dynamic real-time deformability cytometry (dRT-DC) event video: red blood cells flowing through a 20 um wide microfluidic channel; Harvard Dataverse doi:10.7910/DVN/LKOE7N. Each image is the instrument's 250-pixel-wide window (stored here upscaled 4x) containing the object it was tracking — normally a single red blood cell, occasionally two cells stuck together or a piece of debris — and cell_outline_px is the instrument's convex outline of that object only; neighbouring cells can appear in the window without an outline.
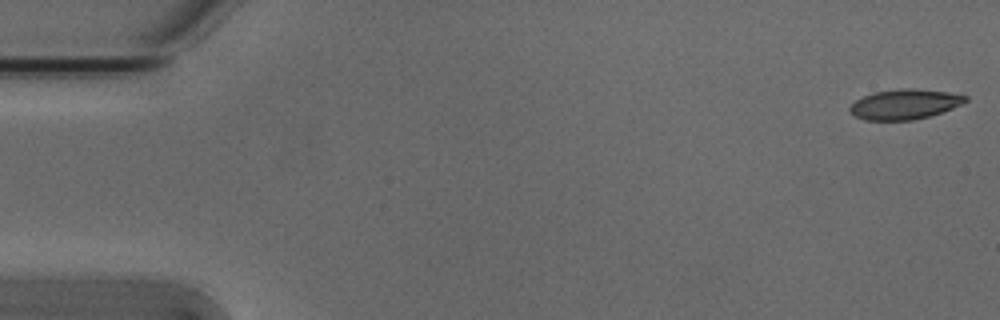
{"species": "Egyptian fruit bat (a non-hibernating species)", "species_latin": "Rousettus aegyptiacus", "temperature_condition": "cold", "stored_images_in_passage": 15, "camera_frame_rate_fps": 3000, "um_per_image_px": 0.085, "animal": {"sex": "male"}, "frame": {"image": 1, "passage_image": 1, "time_ms": 0.0, "image_size_px": [1000, 320], "cell_outline_px": [[968, 100], [952, 108], [928, 116], [912, 120], [864, 120], [856, 116], [848, 108], [856, 100], [864, 96], [876, 92], [900, 88], [912, 88], [948, 92], [968, 96]], "centroid_in_image_um": [76.9, 8.85], "position_along_channel_um": 8.1, "area_um2": 19.94}}